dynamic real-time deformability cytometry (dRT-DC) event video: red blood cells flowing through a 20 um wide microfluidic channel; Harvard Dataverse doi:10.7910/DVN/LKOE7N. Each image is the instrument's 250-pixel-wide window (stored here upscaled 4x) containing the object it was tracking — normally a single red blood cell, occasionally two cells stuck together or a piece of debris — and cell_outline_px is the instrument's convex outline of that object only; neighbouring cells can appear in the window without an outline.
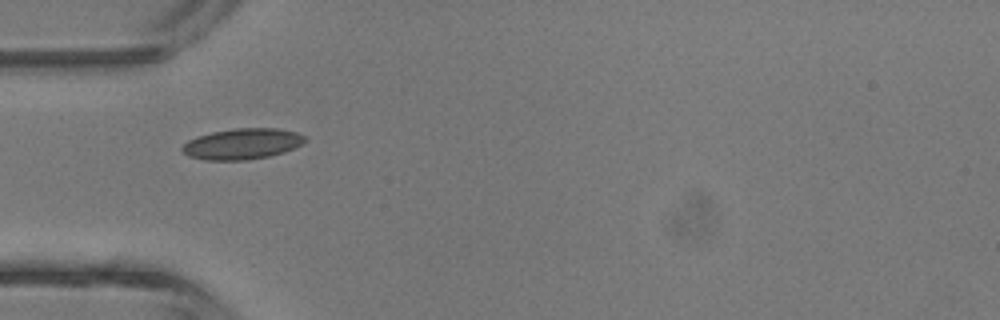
{"species": "common noctule bat (a hibernating species)", "species_latin": "Nyctalus noctula", "temperature_condition": "room temperature", "stored_images_in_passage": 1, "camera_frame_rate_fps": 3000, "um_per_image_px": 0.085, "animal": {"sex": "male", "body_mass_g": 13.3}, "frame": {"image": 1, "passage_image": 1, "time_ms": 0.0, "image_size_px": [1000, 320], "cell_outline_px": [[308, 140], [284, 152], [268, 156], [244, 160], [204, 160], [188, 156], [180, 148], [188, 140], [196, 136], [212, 132], [232, 128], [280, 128], [296, 132], [304, 136]], "centroid_in_image_um": [20.56, 12.22], "position_along_channel_um": 64.4, "area_um2": 22.08}}